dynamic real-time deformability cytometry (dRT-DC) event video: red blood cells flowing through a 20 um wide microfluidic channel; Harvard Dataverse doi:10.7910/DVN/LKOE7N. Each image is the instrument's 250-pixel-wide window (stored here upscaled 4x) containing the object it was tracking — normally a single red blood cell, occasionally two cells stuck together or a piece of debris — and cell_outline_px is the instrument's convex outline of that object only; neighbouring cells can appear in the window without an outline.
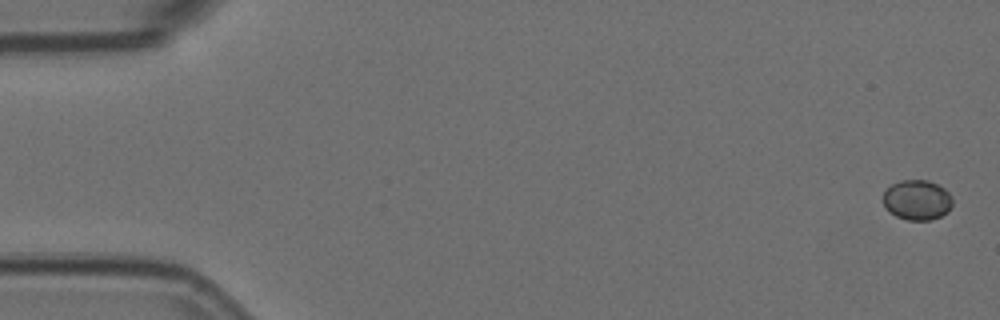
{"species": "Egyptian fruit bat (a non-hibernating species)", "species_latin": "Rousettus aegyptiacus", "temperature_condition": "room temperature", "stored_images_in_passage": 11, "camera_frame_rate_fps": 3000, "um_per_image_px": 0.085, "animal": {"sex": "female"}, "frame": {"image": 1, "passage_image": 1, "time_ms": 0.0, "image_size_px": [1000, 320], "cell_outline_px": [[952, 204], [948, 212], [940, 216], [928, 220], [908, 220], [896, 216], [884, 208], [884, 192], [892, 184], [900, 180], [928, 180], [944, 188], [948, 192], [952, 200]], "centroid_in_image_um": [77.95, 17.0], "position_along_channel_um": 7.1, "area_um2": 16.13}}
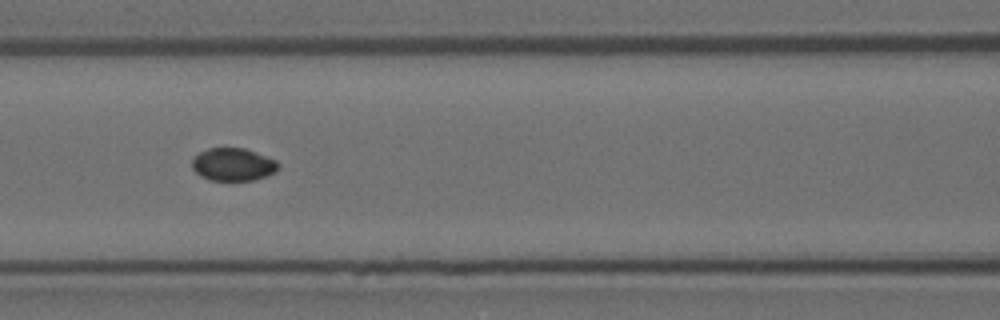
{"frame": {"image": 2, "passage_image": 7, "time_ms": 2.0, "image_size_px": [1000, 320], "cell_outline_px": [[280, 168], [276, 172], [252, 180], [208, 180], [200, 176], [192, 168], [192, 160], [200, 152], [208, 148], [244, 148], [256, 152], [276, 160], [280, 164]], "centroid_in_image_um": [19.83, 13.98], "position_along_channel_um": 146.8, "area_um2": 16.47}}
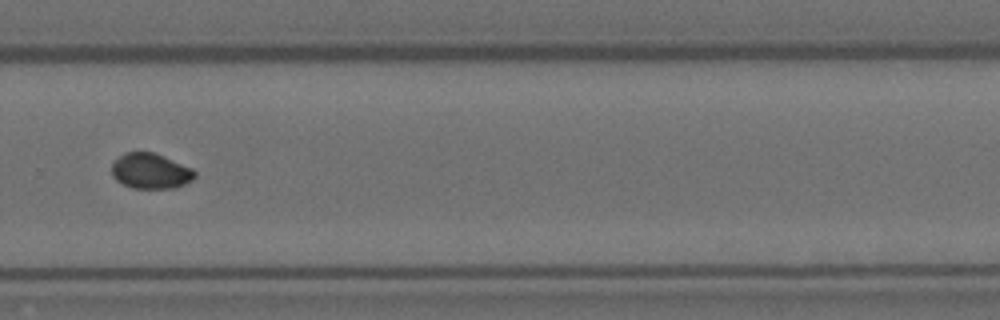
{"frame": {"image": 3, "passage_image": 11, "time_ms": 3.333, "image_size_px": [1000, 320], "cell_outline_px": [[196, 176], [192, 180], [176, 188], [132, 188], [116, 180], [112, 176], [112, 164], [124, 152], [152, 152], [164, 156], [192, 168], [196, 172]], "centroid_in_image_um": [12.81, 14.54], "position_along_channel_um": 317.0, "area_um2": 17.11}}